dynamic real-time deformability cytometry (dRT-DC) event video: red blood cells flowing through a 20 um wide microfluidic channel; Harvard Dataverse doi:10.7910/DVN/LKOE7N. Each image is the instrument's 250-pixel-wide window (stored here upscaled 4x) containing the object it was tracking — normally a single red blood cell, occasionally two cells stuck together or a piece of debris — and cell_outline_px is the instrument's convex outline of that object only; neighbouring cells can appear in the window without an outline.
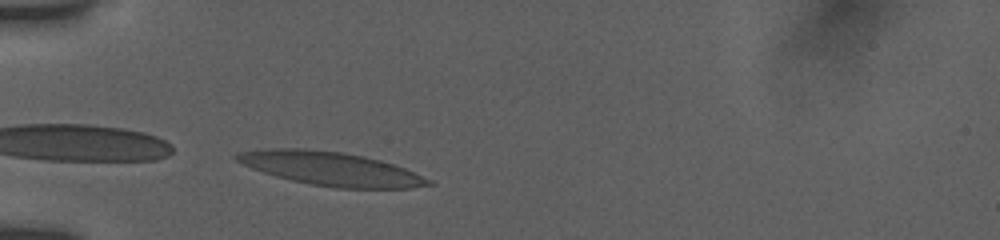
{"species": "human", "species_latin": "Homo sapiens", "temperature_condition": "room temperature", "stored_images_in_passage": 48, "camera_frame_rate_fps": 3000, "um_per_image_px": 0.085, "donor": {"sex": "female"}, "frame": {"image": 1, "passage_image": 1, "time_ms": 0.0, "image_size_px": [1000, 240], "cell_outline_px": [[436, 184], [412, 188], [336, 188], [312, 184], [292, 180], [276, 176], [252, 168], [236, 160], [232, 156], [236, 152], [272, 148], [304, 148], [344, 152], [364, 156], [380, 160], [404, 168], [432, 180]], "centroid_in_image_um": [28.13, 14.33], "position_along_channel_um": 56.9, "area_um2": 37.51}}
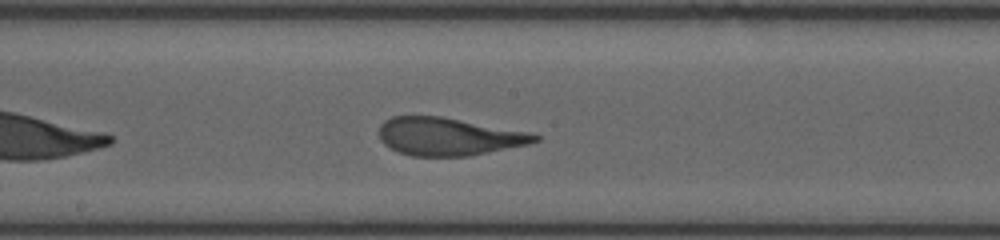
{"frame": {"image": 2, "passage_image": 21, "time_ms": 4.333, "image_size_px": [1000, 240], "cell_outline_px": [[540, 140], [528, 144], [468, 156], [412, 156], [400, 152], [384, 144], [380, 140], [380, 124], [384, 120], [392, 116], [440, 116], [532, 132], [540, 136]], "centroid_in_image_um": [38.14, 11.6], "position_along_channel_um": 210.1, "area_um2": 34.28}}
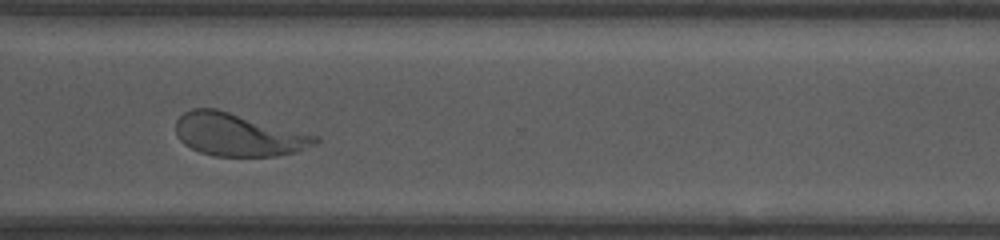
{"frame": {"image": 3, "passage_image": 40, "time_ms": 8.0, "image_size_px": [1000, 240], "cell_outline_px": [[320, 140], [316, 144], [292, 152], [276, 156], [212, 156], [200, 152], [184, 144], [180, 140], [176, 132], [176, 120], [184, 112], [192, 108], [216, 108], [320, 136]], "centroid_in_image_um": [20.24, 11.44], "position_along_channel_um": 350.4, "area_um2": 34.74}, "authors_computed_cell_mechanics": {"area_um2": 34.7089, "velocity_mm_per_s": 3.842, "shape_relaxation_time_tau1_ms": 3.702, "shape_relaxation_time_tau2_ms": 0.9411, "deformation_change_tau1": 0.2026, "deformation_change_tau2": 0.0663}}